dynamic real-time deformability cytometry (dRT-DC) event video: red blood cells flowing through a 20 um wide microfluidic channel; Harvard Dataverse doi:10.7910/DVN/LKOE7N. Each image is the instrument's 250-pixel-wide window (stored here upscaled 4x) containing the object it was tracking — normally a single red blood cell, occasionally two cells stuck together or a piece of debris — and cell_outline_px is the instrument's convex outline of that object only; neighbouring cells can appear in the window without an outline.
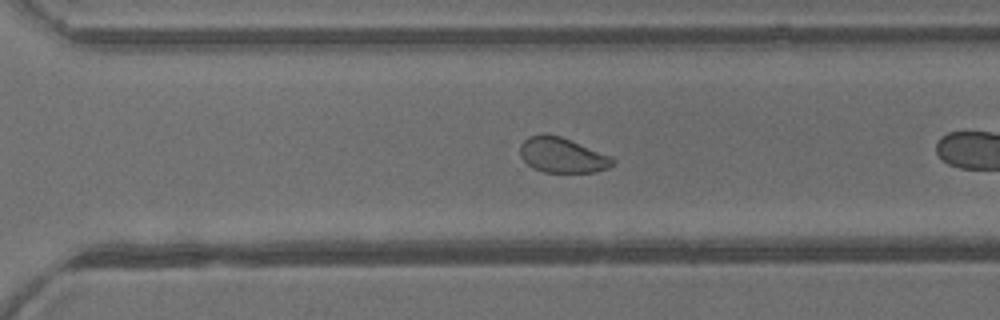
{"species": "common noctule bat (a hibernating species)", "species_latin": "Nyctalus noctula", "temperature_condition": "warm", "stored_images_in_passage": 25, "camera_frame_rate_fps": 3000, "um_per_image_px": 0.085, "animal": {"sex": "male", "body_mass_g": 13.3}, "frame": {"image": 1, "passage_image": 22, "time_ms": 7.0, "image_size_px": [1000, 320], "cell_outline_px": [[616, 160], [608, 168], [596, 172], [544, 172], [532, 168], [520, 156], [520, 144], [528, 136], [560, 136], [612, 156]], "centroid_in_image_um": [47.81, 13.22], "position_along_channel_um": 322.8, "area_um2": 18.67}}